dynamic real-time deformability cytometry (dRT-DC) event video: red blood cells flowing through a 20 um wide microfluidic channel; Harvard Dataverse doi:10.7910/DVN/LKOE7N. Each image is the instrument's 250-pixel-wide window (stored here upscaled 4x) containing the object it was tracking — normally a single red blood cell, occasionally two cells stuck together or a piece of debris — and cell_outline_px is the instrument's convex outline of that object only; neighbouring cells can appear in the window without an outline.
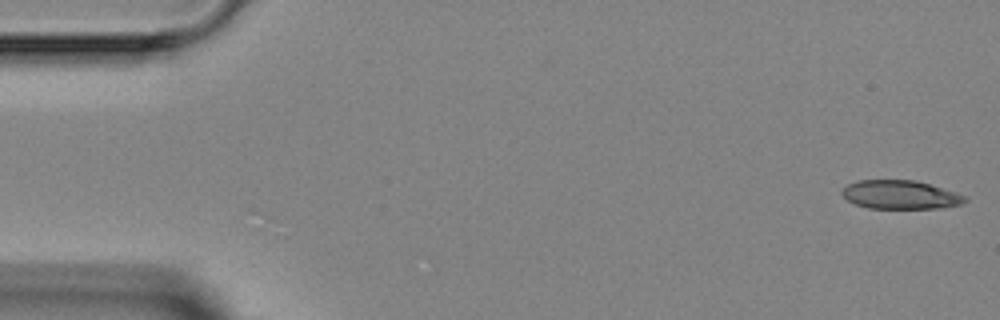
{"species": "Egyptian fruit bat (a non-hibernating species)", "species_latin": "Rousettus aegyptiacus", "temperature_condition": "room temperature", "stored_images_in_passage": 4, "camera_frame_rate_fps": 3000, "um_per_image_px": 0.085, "animal": {"sex": "female"}, "frame": {"image": 1, "passage_image": 1, "time_ms": 0.0, "image_size_px": [1000, 320], "cell_outline_px": [[968, 200], [960, 204], [944, 208], [868, 208], [856, 204], [848, 200], [840, 192], [848, 184], [856, 180], [916, 180], [956, 192], [964, 196]], "centroid_in_image_um": [76.53, 16.55], "position_along_channel_um": 8.5, "area_um2": 20.46}}
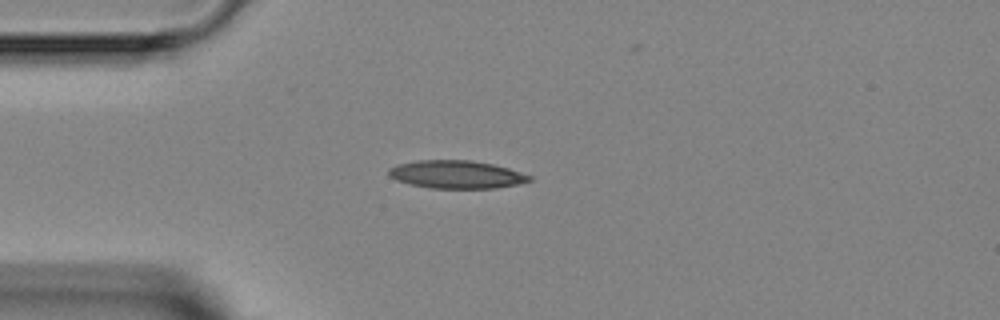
{"frame": {"image": 2, "passage_image": 4, "time_ms": 3.667, "image_size_px": [1000, 320], "cell_outline_px": [[532, 180], [520, 184], [496, 188], [428, 188], [408, 184], [396, 180], [388, 176], [388, 168], [396, 164], [416, 160], [472, 160], [492, 164], [508, 168], [532, 176]], "centroid_in_image_um": [38.76, 14.83], "position_along_channel_um": 46.2, "area_um2": 23.18}}